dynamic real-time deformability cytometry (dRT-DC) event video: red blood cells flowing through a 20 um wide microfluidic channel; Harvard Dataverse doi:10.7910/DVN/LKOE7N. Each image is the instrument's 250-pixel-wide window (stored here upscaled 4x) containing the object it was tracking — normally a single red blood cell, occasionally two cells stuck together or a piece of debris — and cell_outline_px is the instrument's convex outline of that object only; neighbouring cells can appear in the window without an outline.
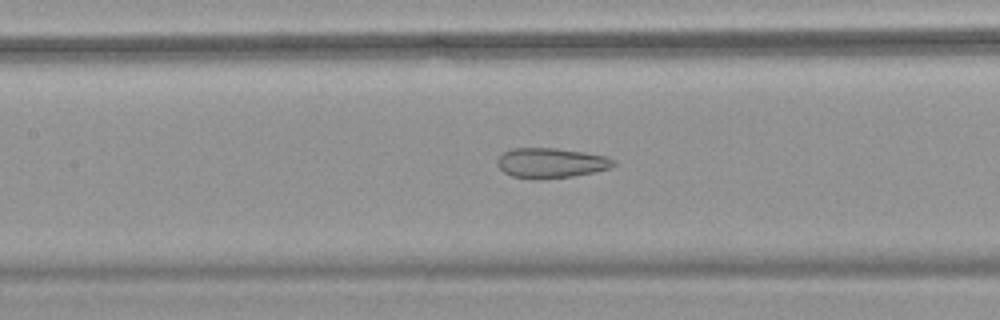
{"species": "common noctule bat (a hibernating species)", "species_latin": "Nyctalus noctula", "temperature_condition": "warm", "stored_images_in_passage": 54, "camera_frame_rate_fps": 3000, "um_per_image_px": 0.085, "animal": {"sex": "female", "body_mass_g": 18.4}, "frame": {"image": 1, "passage_image": 26, "time_ms": 8.333, "image_size_px": [1000, 320], "cell_outline_px": [[616, 164], [608, 168], [596, 172], [572, 176], [536, 180], [512, 176], [504, 172], [496, 164], [496, 160], [504, 152], [512, 148], [556, 148], [584, 152], [608, 156], [616, 160]], "centroid_in_image_um": [46.84, 13.85], "position_along_channel_um": 160.6, "area_um2": 20.52}}
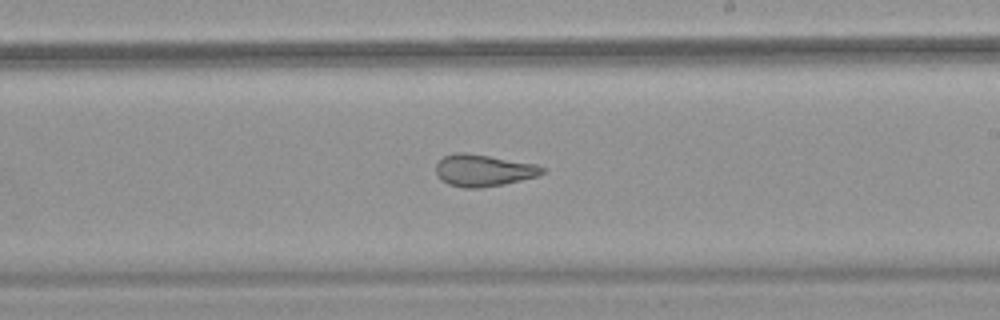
{"frame": {"image": 2, "passage_image": 33, "time_ms": 10.667, "image_size_px": [1000, 320], "cell_outline_px": [[548, 168], [544, 172], [536, 176], [504, 184], [480, 188], [464, 188], [448, 184], [440, 180], [436, 176], [436, 164], [444, 156], [456, 152], [464, 152], [536, 164]], "centroid_in_image_um": [41.07, 14.49], "position_along_channel_um": 247.9, "area_um2": 19.77}}
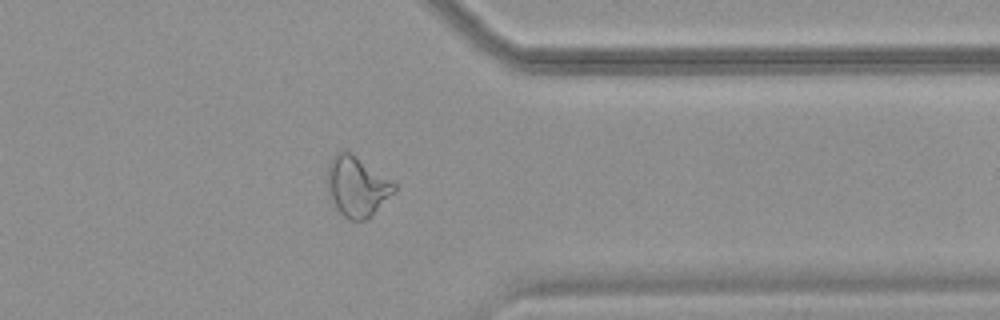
{"frame": {"image": 3, "passage_image": 44, "time_ms": 14.333, "image_size_px": [1000, 320], "cell_outline_px": [[396, 192], [368, 220], [348, 220], [336, 208], [328, 192], [328, 164], [332, 156], [336, 152], [344, 148], [352, 152], [392, 180], [396, 184]], "centroid_in_image_um": [30.37, 15.83], "position_along_channel_um": 381.0, "area_um2": 23.93}, "authors_computed_cell_mechanics": {"area_um2": 25.6632, "velocity_mm_per_s": 3.7678, "shape_relaxation_time_tau1_ms": null, "shape_relaxation_time_tau2_ms": 1.2971, "deformation_change_tau1": null, "deformation_change_tau2": 0.0893}}